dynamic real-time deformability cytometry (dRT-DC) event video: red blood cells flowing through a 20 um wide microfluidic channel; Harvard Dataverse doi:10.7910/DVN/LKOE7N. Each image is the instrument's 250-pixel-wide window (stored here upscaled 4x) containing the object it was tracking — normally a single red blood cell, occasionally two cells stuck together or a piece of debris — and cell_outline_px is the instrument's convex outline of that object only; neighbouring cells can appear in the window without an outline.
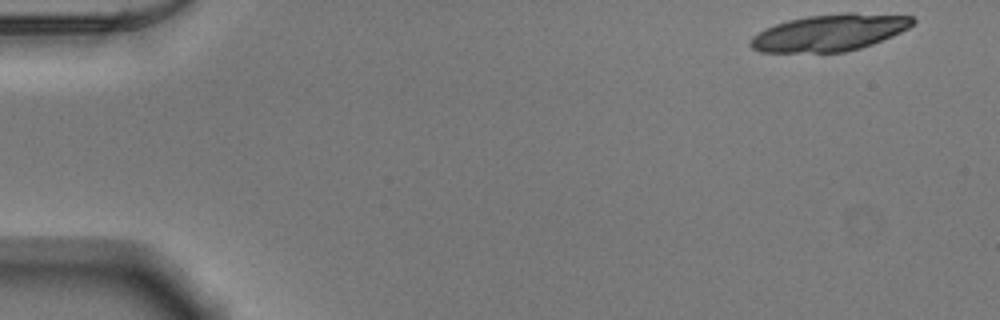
{"species": "Egyptian fruit bat (a non-hibernating species)", "species_latin": "Rousettus aegyptiacus", "temperature_condition": "warm", "stored_images_in_passage": 16, "camera_frame_rate_fps": 3000, "um_per_image_px": 0.085, "animal": {"sex": "male"}, "frame": {"image": 1, "passage_image": 1, "time_ms": 0.0, "image_size_px": [1000, 320], "cell_outline_px": [[916, 20], [908, 28], [892, 36], [872, 44], [860, 48], [844, 52], [760, 52], [752, 48], [748, 44], [752, 36], [764, 28], [788, 20], [808, 16], [844, 12], [852, 12], [912, 16]], "centroid_in_image_um": [70.5, 2.77], "position_along_channel_um": 14.5, "area_um2": 34.8}}